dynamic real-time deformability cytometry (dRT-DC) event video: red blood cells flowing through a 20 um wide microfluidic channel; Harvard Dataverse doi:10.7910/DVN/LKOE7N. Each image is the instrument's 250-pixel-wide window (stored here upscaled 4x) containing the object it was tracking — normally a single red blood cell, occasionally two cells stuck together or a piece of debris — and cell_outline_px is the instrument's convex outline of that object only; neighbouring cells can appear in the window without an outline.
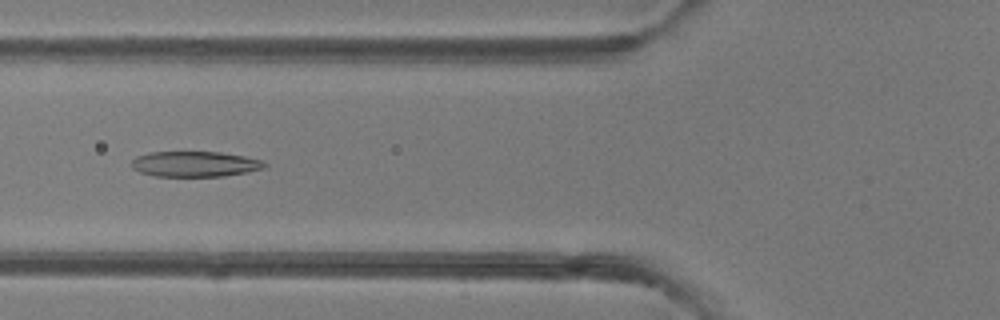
{"species": "common noctule bat (a hibernating species)", "species_latin": "Nyctalus noctula", "temperature_condition": "room temperature", "stored_images_in_passage": 35, "camera_frame_rate_fps": 3000, "um_per_image_px": 0.085, "animal": {"sex": "female"}, "frame": {"image": 1, "passage_image": 5, "time_ms": 1.333, "image_size_px": [1000, 320], "cell_outline_px": [[268, 164], [264, 168], [224, 176], [156, 176], [140, 172], [132, 168], [132, 160], [136, 156], [148, 152], [220, 152], [244, 156], [260, 160]], "centroid_in_image_um": [16.54, 13.94], "position_along_channel_um": 109.3, "area_um2": 19.59}}
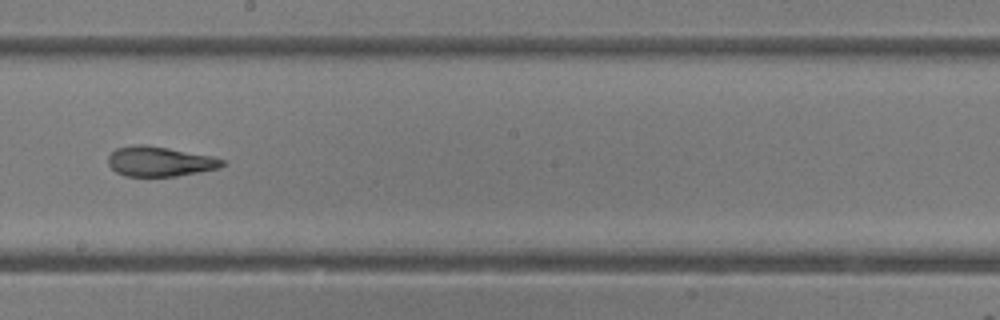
{"frame": {"image": 2, "passage_image": 14, "time_ms": 4.333, "image_size_px": [1000, 320], "cell_outline_px": [[228, 164], [216, 168], [176, 176], [124, 176], [116, 172], [108, 164], [108, 156], [116, 148], [136, 144], [144, 144], [168, 148], [212, 156], [224, 160]], "centroid_in_image_um": [13.55, 13.72], "position_along_channel_um": 234.7, "area_um2": 19.77}}
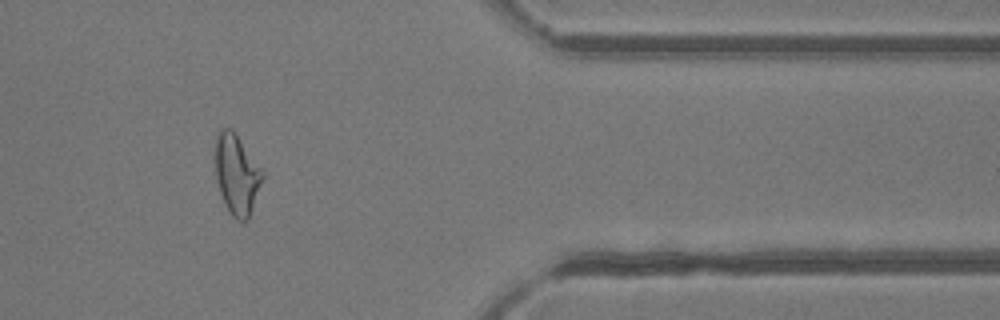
{"frame": {"image": 3, "passage_image": 27, "time_ms": 8.667, "image_size_px": [1000, 320], "cell_outline_px": [[264, 176], [248, 220], [244, 224], [236, 220], [228, 212], [224, 204], [216, 180], [216, 136], [220, 128], [232, 128], [264, 172]], "centroid_in_image_um": [20.12, 14.86], "position_along_channel_um": 391.3, "area_um2": 22.14}, "authors_computed_cell_mechanics": {"area_um2": 20.6924, "velocity_mm_per_s": 4.1728, "shape_relaxation_time_tau1_ms": 10.5475, "shape_relaxation_time_tau2_ms": 1.6605, "deformation_change_tau1": 0.2887, "deformation_change_tau2": 0.1081}}